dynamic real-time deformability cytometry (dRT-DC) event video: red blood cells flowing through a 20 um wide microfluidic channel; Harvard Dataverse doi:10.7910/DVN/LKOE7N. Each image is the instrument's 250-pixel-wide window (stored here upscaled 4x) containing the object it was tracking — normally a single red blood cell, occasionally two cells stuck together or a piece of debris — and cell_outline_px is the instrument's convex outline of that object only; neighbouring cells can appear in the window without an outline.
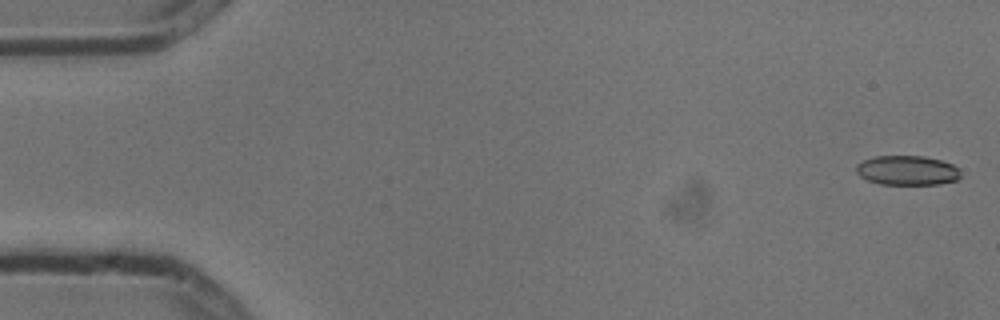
{"species": "common noctule bat (a hibernating species)", "species_latin": "Nyctalus noctula", "temperature_condition": "cold", "stored_images_in_passage": 7, "camera_frame_rate_fps": 3000, "um_per_image_px": 0.085, "animal": {"sex": "male", "body_mass_g": 13.3}, "frame": {"image": 1, "passage_image": 1, "time_ms": 0.0, "image_size_px": [1000, 320], "cell_outline_px": [[960, 176], [956, 180], [940, 184], [880, 184], [868, 180], [860, 176], [856, 172], [856, 164], [872, 156], [924, 156], [940, 160], [952, 164], [960, 168]], "centroid_in_image_um": [77.11, 14.48], "position_along_channel_um": 7.9, "area_um2": 18.03}}
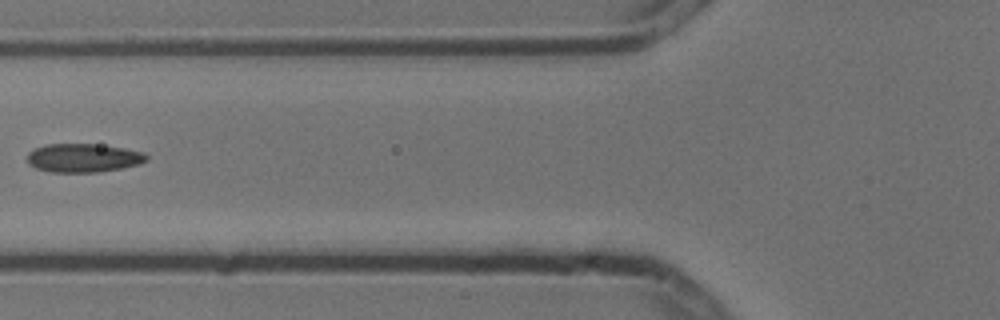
{"frame": {"image": 2, "passage_image": 6, "time_ms": 1.667, "image_size_px": [1000, 320], "cell_outline_px": [[148, 160], [140, 164], [100, 172], [52, 172], [36, 168], [28, 164], [28, 152], [44, 144], [96, 144], [124, 148], [144, 152], [148, 156]], "centroid_in_image_um": [7.1, 13.42], "position_along_channel_um": 118.7, "area_um2": 19.94}}
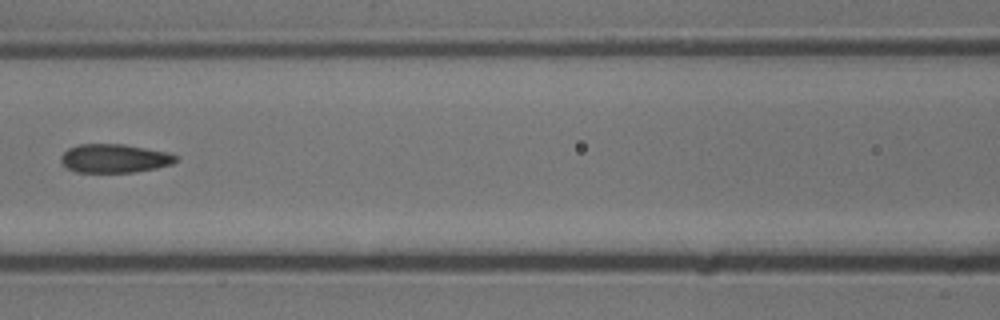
{"frame": {"image": 3, "passage_image": 7, "time_ms": 2.0, "image_size_px": [1000, 320], "cell_outline_px": [[176, 160], [172, 164], [156, 168], [132, 172], [76, 172], [60, 164], [60, 156], [68, 148], [80, 144], [124, 144], [168, 152], [176, 156]], "centroid_in_image_um": [9.69, 13.46], "position_along_channel_um": 156.9, "area_um2": 19.19}}